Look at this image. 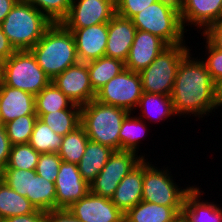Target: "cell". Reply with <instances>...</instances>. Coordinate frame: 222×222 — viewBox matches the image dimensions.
Wrapping results in <instances>:
<instances>
[{"instance_id": "1", "label": "cell", "mask_w": 222, "mask_h": 222, "mask_svg": "<svg viewBox=\"0 0 222 222\" xmlns=\"http://www.w3.org/2000/svg\"><path fill=\"white\" fill-rule=\"evenodd\" d=\"M192 51L179 64L171 93L173 108L178 120L183 117L204 120L205 117L211 116L210 114L214 116L212 112L217 114L215 110L218 111L216 82L212 79L205 63L200 59V53H198L199 56L198 54L196 56V50Z\"/></svg>"}, {"instance_id": "2", "label": "cell", "mask_w": 222, "mask_h": 222, "mask_svg": "<svg viewBox=\"0 0 222 222\" xmlns=\"http://www.w3.org/2000/svg\"><path fill=\"white\" fill-rule=\"evenodd\" d=\"M30 51L51 80L79 62L73 33L61 22L52 23Z\"/></svg>"}, {"instance_id": "3", "label": "cell", "mask_w": 222, "mask_h": 222, "mask_svg": "<svg viewBox=\"0 0 222 222\" xmlns=\"http://www.w3.org/2000/svg\"><path fill=\"white\" fill-rule=\"evenodd\" d=\"M26 0H18L1 23L4 34L16 51L30 50L52 24Z\"/></svg>"}, {"instance_id": "4", "label": "cell", "mask_w": 222, "mask_h": 222, "mask_svg": "<svg viewBox=\"0 0 222 222\" xmlns=\"http://www.w3.org/2000/svg\"><path fill=\"white\" fill-rule=\"evenodd\" d=\"M137 30L147 31L162 39L168 46L183 44L187 40L175 0H159L132 18ZM185 34V35H184Z\"/></svg>"}, {"instance_id": "5", "label": "cell", "mask_w": 222, "mask_h": 222, "mask_svg": "<svg viewBox=\"0 0 222 222\" xmlns=\"http://www.w3.org/2000/svg\"><path fill=\"white\" fill-rule=\"evenodd\" d=\"M129 112L123 108L106 105L93 99L81 107L80 125L89 140L120 150L119 132Z\"/></svg>"}, {"instance_id": "6", "label": "cell", "mask_w": 222, "mask_h": 222, "mask_svg": "<svg viewBox=\"0 0 222 222\" xmlns=\"http://www.w3.org/2000/svg\"><path fill=\"white\" fill-rule=\"evenodd\" d=\"M152 163L153 160L151 162L147 158L144 159L142 200L172 208H183L185 196L194 185L185 183L187 187L179 186L180 183L173 177L170 166L166 164L160 168L158 165L156 167V162Z\"/></svg>"}, {"instance_id": "7", "label": "cell", "mask_w": 222, "mask_h": 222, "mask_svg": "<svg viewBox=\"0 0 222 222\" xmlns=\"http://www.w3.org/2000/svg\"><path fill=\"white\" fill-rule=\"evenodd\" d=\"M187 43L190 44V42H185L168 46L140 72L143 92L171 96L178 66L182 59L193 50L191 48L193 46Z\"/></svg>"}, {"instance_id": "8", "label": "cell", "mask_w": 222, "mask_h": 222, "mask_svg": "<svg viewBox=\"0 0 222 222\" xmlns=\"http://www.w3.org/2000/svg\"><path fill=\"white\" fill-rule=\"evenodd\" d=\"M0 81L34 96L51 83L50 77L37 64L30 50L15 51L2 63Z\"/></svg>"}, {"instance_id": "9", "label": "cell", "mask_w": 222, "mask_h": 222, "mask_svg": "<svg viewBox=\"0 0 222 222\" xmlns=\"http://www.w3.org/2000/svg\"><path fill=\"white\" fill-rule=\"evenodd\" d=\"M142 94L140 73L124 69L96 92L95 100L136 113Z\"/></svg>"}, {"instance_id": "10", "label": "cell", "mask_w": 222, "mask_h": 222, "mask_svg": "<svg viewBox=\"0 0 222 222\" xmlns=\"http://www.w3.org/2000/svg\"><path fill=\"white\" fill-rule=\"evenodd\" d=\"M142 160L143 158L133 151H114L90 184V191L95 195L111 199L121 180Z\"/></svg>"}, {"instance_id": "11", "label": "cell", "mask_w": 222, "mask_h": 222, "mask_svg": "<svg viewBox=\"0 0 222 222\" xmlns=\"http://www.w3.org/2000/svg\"><path fill=\"white\" fill-rule=\"evenodd\" d=\"M115 14V0H73L61 23L66 28H86L108 23Z\"/></svg>"}, {"instance_id": "12", "label": "cell", "mask_w": 222, "mask_h": 222, "mask_svg": "<svg viewBox=\"0 0 222 222\" xmlns=\"http://www.w3.org/2000/svg\"><path fill=\"white\" fill-rule=\"evenodd\" d=\"M51 82L80 107L95 99L96 92L90 83L87 64L84 62L68 67Z\"/></svg>"}, {"instance_id": "13", "label": "cell", "mask_w": 222, "mask_h": 222, "mask_svg": "<svg viewBox=\"0 0 222 222\" xmlns=\"http://www.w3.org/2000/svg\"><path fill=\"white\" fill-rule=\"evenodd\" d=\"M178 3L181 23L186 32L192 31V27L202 34L210 25L222 20V0H179Z\"/></svg>"}, {"instance_id": "14", "label": "cell", "mask_w": 222, "mask_h": 222, "mask_svg": "<svg viewBox=\"0 0 222 222\" xmlns=\"http://www.w3.org/2000/svg\"><path fill=\"white\" fill-rule=\"evenodd\" d=\"M68 210L82 222H124L122 213L111 199L91 191L74 202Z\"/></svg>"}, {"instance_id": "15", "label": "cell", "mask_w": 222, "mask_h": 222, "mask_svg": "<svg viewBox=\"0 0 222 222\" xmlns=\"http://www.w3.org/2000/svg\"><path fill=\"white\" fill-rule=\"evenodd\" d=\"M54 183L56 209H68L90 192V185L83 179L76 164L62 161Z\"/></svg>"}, {"instance_id": "16", "label": "cell", "mask_w": 222, "mask_h": 222, "mask_svg": "<svg viewBox=\"0 0 222 222\" xmlns=\"http://www.w3.org/2000/svg\"><path fill=\"white\" fill-rule=\"evenodd\" d=\"M74 36L79 62H90L105 56L108 23L95 24L86 28H67Z\"/></svg>"}, {"instance_id": "17", "label": "cell", "mask_w": 222, "mask_h": 222, "mask_svg": "<svg viewBox=\"0 0 222 222\" xmlns=\"http://www.w3.org/2000/svg\"><path fill=\"white\" fill-rule=\"evenodd\" d=\"M167 47L168 45L159 37L147 31L137 30L125 68L140 73Z\"/></svg>"}, {"instance_id": "18", "label": "cell", "mask_w": 222, "mask_h": 222, "mask_svg": "<svg viewBox=\"0 0 222 222\" xmlns=\"http://www.w3.org/2000/svg\"><path fill=\"white\" fill-rule=\"evenodd\" d=\"M136 31L132 19L115 14L108 22L105 56L126 62Z\"/></svg>"}, {"instance_id": "19", "label": "cell", "mask_w": 222, "mask_h": 222, "mask_svg": "<svg viewBox=\"0 0 222 222\" xmlns=\"http://www.w3.org/2000/svg\"><path fill=\"white\" fill-rule=\"evenodd\" d=\"M24 115H37L35 96L0 81V120L2 125Z\"/></svg>"}, {"instance_id": "20", "label": "cell", "mask_w": 222, "mask_h": 222, "mask_svg": "<svg viewBox=\"0 0 222 222\" xmlns=\"http://www.w3.org/2000/svg\"><path fill=\"white\" fill-rule=\"evenodd\" d=\"M199 185L186 194L182 208V216L187 222H222V203L204 200L205 192ZM202 197V198H201Z\"/></svg>"}, {"instance_id": "21", "label": "cell", "mask_w": 222, "mask_h": 222, "mask_svg": "<svg viewBox=\"0 0 222 222\" xmlns=\"http://www.w3.org/2000/svg\"><path fill=\"white\" fill-rule=\"evenodd\" d=\"M143 177L144 159L121 180L111 198L122 213L142 201Z\"/></svg>"}, {"instance_id": "22", "label": "cell", "mask_w": 222, "mask_h": 222, "mask_svg": "<svg viewBox=\"0 0 222 222\" xmlns=\"http://www.w3.org/2000/svg\"><path fill=\"white\" fill-rule=\"evenodd\" d=\"M136 111L138 117L147 123H160L165 120H172L176 118V113L173 108V102L170 95L154 94L149 92H143ZM140 114V115H139ZM170 120H169V119Z\"/></svg>"}, {"instance_id": "23", "label": "cell", "mask_w": 222, "mask_h": 222, "mask_svg": "<svg viewBox=\"0 0 222 222\" xmlns=\"http://www.w3.org/2000/svg\"><path fill=\"white\" fill-rule=\"evenodd\" d=\"M181 212L182 208L142 200L124 214V222H173Z\"/></svg>"}, {"instance_id": "24", "label": "cell", "mask_w": 222, "mask_h": 222, "mask_svg": "<svg viewBox=\"0 0 222 222\" xmlns=\"http://www.w3.org/2000/svg\"><path fill=\"white\" fill-rule=\"evenodd\" d=\"M134 112H129L123 120L119 136H120V150L133 151L139 154L143 159H149V155H145L140 151V146L145 141V137L149 136L147 133L150 124L147 125L146 121L140 119ZM149 126V127H148ZM148 127V128H147ZM146 134V136H145ZM144 139V140H143Z\"/></svg>"}, {"instance_id": "25", "label": "cell", "mask_w": 222, "mask_h": 222, "mask_svg": "<svg viewBox=\"0 0 222 222\" xmlns=\"http://www.w3.org/2000/svg\"><path fill=\"white\" fill-rule=\"evenodd\" d=\"M114 152L108 146L91 140L88 141L84 155L77 164L83 179L90 185L104 168L110 155Z\"/></svg>"}, {"instance_id": "26", "label": "cell", "mask_w": 222, "mask_h": 222, "mask_svg": "<svg viewBox=\"0 0 222 222\" xmlns=\"http://www.w3.org/2000/svg\"><path fill=\"white\" fill-rule=\"evenodd\" d=\"M36 114L51 130L61 136L73 132L81 122V107L76 104H73L69 109Z\"/></svg>"}, {"instance_id": "27", "label": "cell", "mask_w": 222, "mask_h": 222, "mask_svg": "<svg viewBox=\"0 0 222 222\" xmlns=\"http://www.w3.org/2000/svg\"><path fill=\"white\" fill-rule=\"evenodd\" d=\"M90 83L97 92L113 77L120 74L125 68V62L111 57L103 56L99 59L87 62Z\"/></svg>"}, {"instance_id": "28", "label": "cell", "mask_w": 222, "mask_h": 222, "mask_svg": "<svg viewBox=\"0 0 222 222\" xmlns=\"http://www.w3.org/2000/svg\"><path fill=\"white\" fill-rule=\"evenodd\" d=\"M35 206L5 182L0 185V222L5 218L36 212Z\"/></svg>"}, {"instance_id": "29", "label": "cell", "mask_w": 222, "mask_h": 222, "mask_svg": "<svg viewBox=\"0 0 222 222\" xmlns=\"http://www.w3.org/2000/svg\"><path fill=\"white\" fill-rule=\"evenodd\" d=\"M88 141L85 129L80 125L73 132L63 136L58 155L63 162L77 165L84 155Z\"/></svg>"}, {"instance_id": "30", "label": "cell", "mask_w": 222, "mask_h": 222, "mask_svg": "<svg viewBox=\"0 0 222 222\" xmlns=\"http://www.w3.org/2000/svg\"><path fill=\"white\" fill-rule=\"evenodd\" d=\"M63 136L56 134L47 124L37 118L29 144L38 153H58Z\"/></svg>"}, {"instance_id": "31", "label": "cell", "mask_w": 222, "mask_h": 222, "mask_svg": "<svg viewBox=\"0 0 222 222\" xmlns=\"http://www.w3.org/2000/svg\"><path fill=\"white\" fill-rule=\"evenodd\" d=\"M73 104L52 82L35 95L36 113H50L69 109Z\"/></svg>"}, {"instance_id": "32", "label": "cell", "mask_w": 222, "mask_h": 222, "mask_svg": "<svg viewBox=\"0 0 222 222\" xmlns=\"http://www.w3.org/2000/svg\"><path fill=\"white\" fill-rule=\"evenodd\" d=\"M31 203L37 210L56 209V187L39 175H31Z\"/></svg>"}, {"instance_id": "33", "label": "cell", "mask_w": 222, "mask_h": 222, "mask_svg": "<svg viewBox=\"0 0 222 222\" xmlns=\"http://www.w3.org/2000/svg\"><path fill=\"white\" fill-rule=\"evenodd\" d=\"M39 156L29 143L13 145L4 169L36 170Z\"/></svg>"}, {"instance_id": "34", "label": "cell", "mask_w": 222, "mask_h": 222, "mask_svg": "<svg viewBox=\"0 0 222 222\" xmlns=\"http://www.w3.org/2000/svg\"><path fill=\"white\" fill-rule=\"evenodd\" d=\"M37 118V115H24L4 124L12 146L29 142Z\"/></svg>"}, {"instance_id": "35", "label": "cell", "mask_w": 222, "mask_h": 222, "mask_svg": "<svg viewBox=\"0 0 222 222\" xmlns=\"http://www.w3.org/2000/svg\"><path fill=\"white\" fill-rule=\"evenodd\" d=\"M2 173L3 182L31 202V175H37L36 170L4 169Z\"/></svg>"}, {"instance_id": "36", "label": "cell", "mask_w": 222, "mask_h": 222, "mask_svg": "<svg viewBox=\"0 0 222 222\" xmlns=\"http://www.w3.org/2000/svg\"><path fill=\"white\" fill-rule=\"evenodd\" d=\"M51 22H61L69 13L73 0H26Z\"/></svg>"}, {"instance_id": "37", "label": "cell", "mask_w": 222, "mask_h": 222, "mask_svg": "<svg viewBox=\"0 0 222 222\" xmlns=\"http://www.w3.org/2000/svg\"><path fill=\"white\" fill-rule=\"evenodd\" d=\"M202 39L204 42L201 43H205L203 44L205 47L202 46L201 48L205 49V52H201V54L205 55L204 58L200 57V59L205 63L212 79L217 82L222 78V51L215 48L203 35Z\"/></svg>"}, {"instance_id": "38", "label": "cell", "mask_w": 222, "mask_h": 222, "mask_svg": "<svg viewBox=\"0 0 222 222\" xmlns=\"http://www.w3.org/2000/svg\"><path fill=\"white\" fill-rule=\"evenodd\" d=\"M62 159L58 153H41L38 159L36 173L50 182H55Z\"/></svg>"}, {"instance_id": "39", "label": "cell", "mask_w": 222, "mask_h": 222, "mask_svg": "<svg viewBox=\"0 0 222 222\" xmlns=\"http://www.w3.org/2000/svg\"><path fill=\"white\" fill-rule=\"evenodd\" d=\"M159 0H115L116 14L132 19L136 14Z\"/></svg>"}, {"instance_id": "40", "label": "cell", "mask_w": 222, "mask_h": 222, "mask_svg": "<svg viewBox=\"0 0 222 222\" xmlns=\"http://www.w3.org/2000/svg\"><path fill=\"white\" fill-rule=\"evenodd\" d=\"M215 48L222 51V20L210 25L202 34Z\"/></svg>"}, {"instance_id": "41", "label": "cell", "mask_w": 222, "mask_h": 222, "mask_svg": "<svg viewBox=\"0 0 222 222\" xmlns=\"http://www.w3.org/2000/svg\"><path fill=\"white\" fill-rule=\"evenodd\" d=\"M12 144L6 134L4 125H0V170L7 165Z\"/></svg>"}, {"instance_id": "42", "label": "cell", "mask_w": 222, "mask_h": 222, "mask_svg": "<svg viewBox=\"0 0 222 222\" xmlns=\"http://www.w3.org/2000/svg\"><path fill=\"white\" fill-rule=\"evenodd\" d=\"M46 222H82L68 209H53L46 212Z\"/></svg>"}, {"instance_id": "43", "label": "cell", "mask_w": 222, "mask_h": 222, "mask_svg": "<svg viewBox=\"0 0 222 222\" xmlns=\"http://www.w3.org/2000/svg\"><path fill=\"white\" fill-rule=\"evenodd\" d=\"M1 222H46V212L37 210L34 213L5 218Z\"/></svg>"}, {"instance_id": "44", "label": "cell", "mask_w": 222, "mask_h": 222, "mask_svg": "<svg viewBox=\"0 0 222 222\" xmlns=\"http://www.w3.org/2000/svg\"><path fill=\"white\" fill-rule=\"evenodd\" d=\"M16 50L13 48L7 36L2 31L0 26V60L4 62L8 59Z\"/></svg>"}, {"instance_id": "45", "label": "cell", "mask_w": 222, "mask_h": 222, "mask_svg": "<svg viewBox=\"0 0 222 222\" xmlns=\"http://www.w3.org/2000/svg\"><path fill=\"white\" fill-rule=\"evenodd\" d=\"M18 0H0V25Z\"/></svg>"}, {"instance_id": "46", "label": "cell", "mask_w": 222, "mask_h": 222, "mask_svg": "<svg viewBox=\"0 0 222 222\" xmlns=\"http://www.w3.org/2000/svg\"><path fill=\"white\" fill-rule=\"evenodd\" d=\"M216 102L218 106V112H222V78L216 82Z\"/></svg>"}, {"instance_id": "47", "label": "cell", "mask_w": 222, "mask_h": 222, "mask_svg": "<svg viewBox=\"0 0 222 222\" xmlns=\"http://www.w3.org/2000/svg\"><path fill=\"white\" fill-rule=\"evenodd\" d=\"M173 222H187V221H186V219L181 214Z\"/></svg>"}, {"instance_id": "48", "label": "cell", "mask_w": 222, "mask_h": 222, "mask_svg": "<svg viewBox=\"0 0 222 222\" xmlns=\"http://www.w3.org/2000/svg\"><path fill=\"white\" fill-rule=\"evenodd\" d=\"M2 182H3V173H2V171L0 170V185L2 184Z\"/></svg>"}, {"instance_id": "49", "label": "cell", "mask_w": 222, "mask_h": 222, "mask_svg": "<svg viewBox=\"0 0 222 222\" xmlns=\"http://www.w3.org/2000/svg\"><path fill=\"white\" fill-rule=\"evenodd\" d=\"M2 61L0 60V79H1V76H2Z\"/></svg>"}]
</instances>
